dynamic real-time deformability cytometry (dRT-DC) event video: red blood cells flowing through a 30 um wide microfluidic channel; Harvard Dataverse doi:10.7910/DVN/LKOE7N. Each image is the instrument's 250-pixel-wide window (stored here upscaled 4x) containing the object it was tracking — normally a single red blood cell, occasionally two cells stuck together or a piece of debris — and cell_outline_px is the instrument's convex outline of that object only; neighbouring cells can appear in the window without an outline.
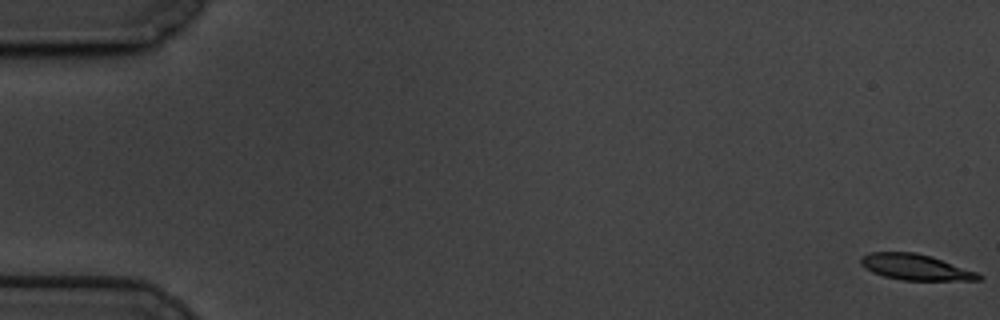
{"species": "common noctule bat (a hibernating species)", "species_latin": "Nyctalus noctula", "temperature_condition": "cold", "stored_images_in_passage": 16, "camera_frame_rate_fps": 3000, "um_per_image_px": 0.085, "animal": {"sex": "male", "body_mass_g": 19.5, "forearm_length_mm": 54.6}, "frame": {"image": 1, "passage_image": 1, "time_ms": 0.0, "image_size_px": [1000, 320], "cell_outline_px": [[984, 276], [980, 280], [900, 280], [884, 276], [872, 272], [864, 268], [860, 264], [860, 256], [868, 252], [916, 252], [932, 256], [976, 272]], "centroid_in_image_um": [77.77, 22.7], "position_along_channel_um": 7.2, "area_um2": 17.86}}
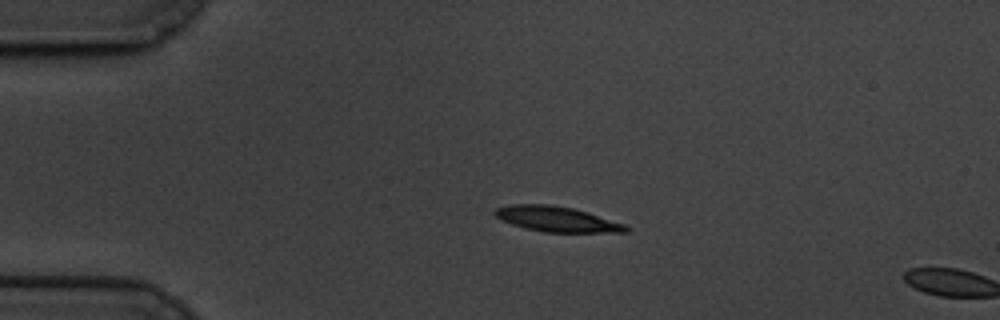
{"frame": {"image": 2, "passage_image": 14, "time_ms": 4.333, "image_size_px": [1000, 320], "cell_outline_px": [[632, 228], [628, 232], [544, 232], [524, 228], [512, 224], [496, 216], [492, 212], [496, 208], [508, 204], [548, 204], [572, 208], [588, 212], [624, 224]], "centroid_in_image_um": [47.33, 18.62], "position_along_channel_um": 37.7, "area_um2": 19.25}}